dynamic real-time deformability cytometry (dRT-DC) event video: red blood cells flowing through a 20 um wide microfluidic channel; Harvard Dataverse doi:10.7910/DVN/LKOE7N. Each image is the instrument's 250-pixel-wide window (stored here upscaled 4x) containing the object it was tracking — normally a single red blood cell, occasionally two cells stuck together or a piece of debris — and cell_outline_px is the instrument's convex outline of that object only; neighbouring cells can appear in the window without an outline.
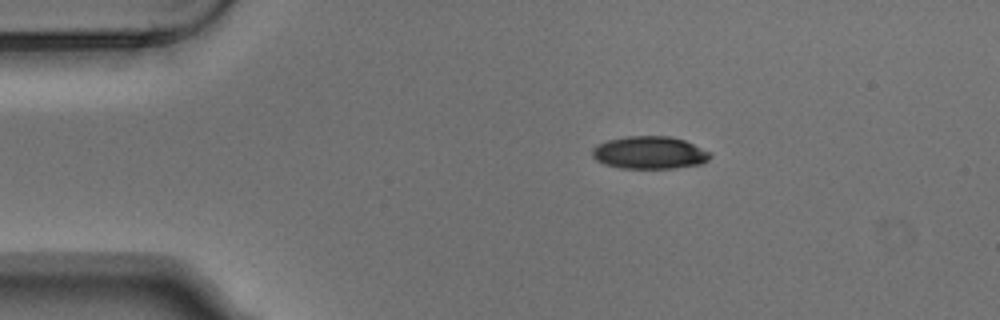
{"species": "Egyptian fruit bat (a non-hibernating species)", "species_latin": "Rousettus aegyptiacus", "temperature_condition": "warm", "stored_images_in_passage": 2, "camera_frame_rate_fps": 3000, "um_per_image_px": 0.085, "animal": {"sex": "male"}, "frame": {"image": 1, "passage_image": 1, "time_ms": 0.0, "image_size_px": [1000, 320], "cell_outline_px": [[712, 156], [708, 160], [700, 164], [676, 168], [620, 168], [604, 164], [596, 160], [592, 156], [592, 148], [596, 144], [608, 140], [628, 136], [672, 136], [684, 140], [712, 152]], "centroid_in_image_um": [55.22, 12.97], "position_along_channel_um": 29.8, "area_um2": 22.6}}